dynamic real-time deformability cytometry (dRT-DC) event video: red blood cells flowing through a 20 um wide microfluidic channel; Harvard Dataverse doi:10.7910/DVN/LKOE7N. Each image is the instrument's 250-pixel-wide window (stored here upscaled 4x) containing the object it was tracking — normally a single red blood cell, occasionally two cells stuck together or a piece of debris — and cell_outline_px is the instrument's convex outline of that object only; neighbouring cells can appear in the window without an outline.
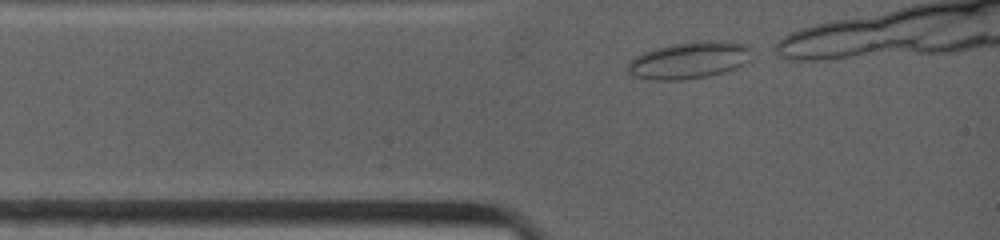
{"species": "common noctule bat (a hibernating species)", "species_latin": "Nyctalus noctula", "temperature_condition": "warm", "stored_images_in_passage": 8, "camera_frame_rate_fps": 4500, "um_per_image_px": 0.085, "animal": {"sex": "female", "body_mass_g": 19.0, "forearm_length_mm": 53.3}, "frame": {"image": 1, "passage_image": 1, "time_ms": 0.0, "image_size_px": [1000, 240], "cell_outline_px": [[760, 52], [752, 60], [736, 68], [708, 76], [680, 80], [652, 80], [636, 76], [628, 72], [628, 60], [644, 52], [656, 48], [672, 44], [696, 40], [720, 40], [748, 44], [756, 48]], "centroid_in_image_um": [58.74, 5.08], "position_along_channel_um": 26.3, "area_um2": 27.51}}